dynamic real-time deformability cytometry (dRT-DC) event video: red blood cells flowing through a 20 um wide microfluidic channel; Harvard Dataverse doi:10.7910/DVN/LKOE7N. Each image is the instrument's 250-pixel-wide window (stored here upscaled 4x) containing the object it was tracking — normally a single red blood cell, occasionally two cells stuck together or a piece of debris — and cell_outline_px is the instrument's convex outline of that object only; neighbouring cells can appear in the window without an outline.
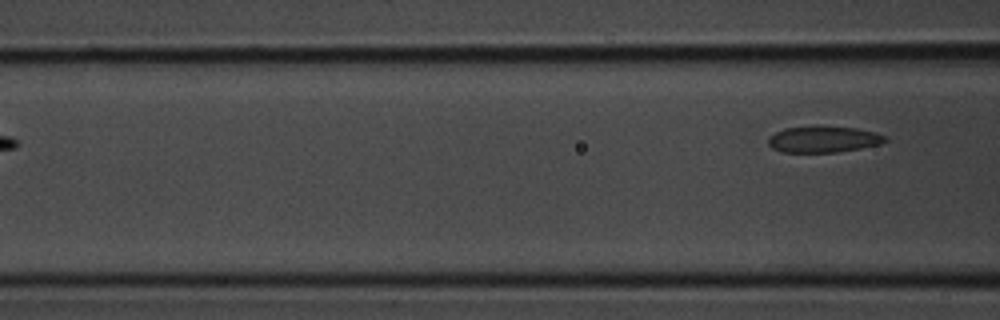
{"species": "common noctule bat (a hibernating species)", "species_latin": "Nyctalus noctula", "temperature_condition": "room temperature", "stored_images_in_passage": 3, "camera_frame_rate_fps": 3000, "um_per_image_px": 0.085, "animal": {"sex": "male", "body_mass_g": 20.1, "forearm_length_mm": 53.5}, "frame": {"image": 1, "passage_image": 3, "time_ms": 0.667, "image_size_px": [1000, 320], "cell_outline_px": [[888, 140], [880, 144], [860, 148], [836, 152], [780, 152], [772, 148], [768, 144], [768, 136], [784, 128], [816, 124], [856, 128], [872, 132], [884, 136]], "centroid_in_image_um": [69.92, 11.81], "position_along_channel_um": 96.7, "area_um2": 18.26}}